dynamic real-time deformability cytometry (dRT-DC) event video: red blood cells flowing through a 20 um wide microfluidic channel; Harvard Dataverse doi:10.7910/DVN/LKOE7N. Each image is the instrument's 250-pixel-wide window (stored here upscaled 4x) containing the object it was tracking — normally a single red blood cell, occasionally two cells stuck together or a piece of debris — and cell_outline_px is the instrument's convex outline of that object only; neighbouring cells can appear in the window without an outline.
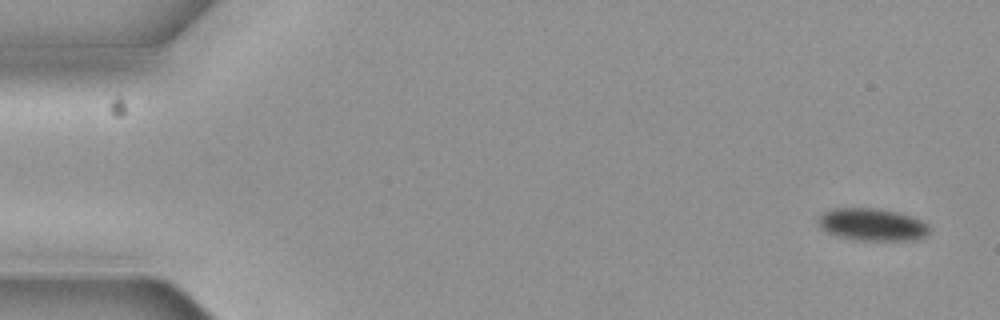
{"species": "common noctule bat (a hibernating species)", "species_latin": "Nyctalus noctula", "temperature_condition": "cold", "stored_images_in_passage": 6, "camera_frame_rate_fps": 3000, "um_per_image_px": 0.085, "animal": {"sex": "female", "body_mass_g": 19.3, "forearm_length_mm": 54.1}, "frame": {"image": 1, "passage_image": 1, "time_ms": 0.0, "image_size_px": [1000, 320], "cell_outline_px": [[928, 232], [924, 236], [912, 240], [856, 240], [840, 236], [828, 232], [820, 228], [816, 220], [824, 212], [832, 208], [880, 208], [912, 216], [920, 220], [928, 228]], "centroid_in_image_um": [74.08, 19.07], "position_along_channel_um": 10.9, "area_um2": 20.75}}